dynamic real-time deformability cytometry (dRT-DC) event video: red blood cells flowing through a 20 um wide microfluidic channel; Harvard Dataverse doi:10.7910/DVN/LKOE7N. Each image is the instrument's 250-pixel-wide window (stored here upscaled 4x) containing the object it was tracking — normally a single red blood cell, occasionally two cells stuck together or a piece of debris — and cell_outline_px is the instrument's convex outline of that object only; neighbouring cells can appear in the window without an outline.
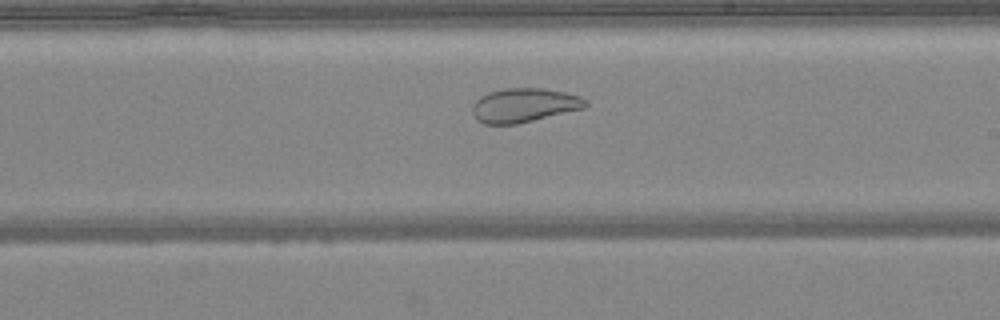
{"species": "common noctule bat (a hibernating species)", "species_latin": "Nyctalus noctula", "temperature_condition": "warm", "stored_images_in_passage": 42, "camera_frame_rate_fps": 3000, "um_per_image_px": 0.085, "animal": {"sex": "female", "body_mass_g": 24.6, "forearm_length_mm": 56.2}, "frame": {"image": 1, "passage_image": 22, "time_ms": 7.0, "image_size_px": [1000, 320], "cell_outline_px": [[588, 104], [584, 108], [516, 124], [484, 124], [476, 120], [472, 112], [472, 108], [476, 100], [480, 96], [488, 92], [508, 88], [544, 88], [564, 92], [580, 96], [588, 100]], "centroid_in_image_um": [44.54, 8.94], "position_along_channel_um": 244.5, "area_um2": 22.43}}
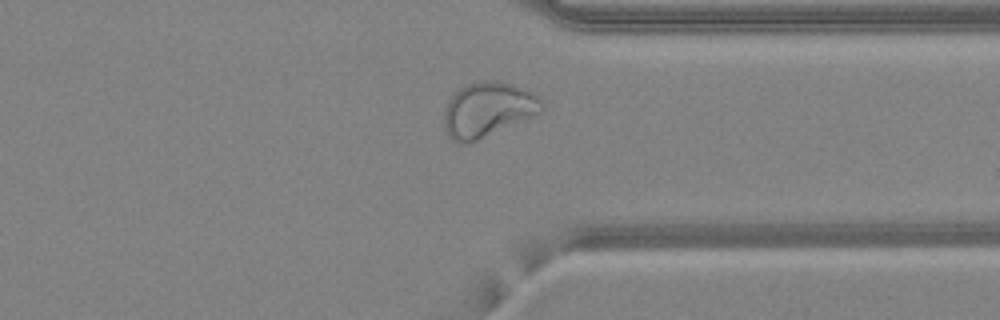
{"frame": {"image": 2, "passage_image": 31, "time_ms": 10.0, "image_size_px": [1000, 320], "cell_outline_px": [[544, 108], [540, 112], [476, 140], [460, 144], [452, 140], [448, 136], [444, 128], [444, 108], [448, 100], [464, 84], [476, 80], [488, 80], [512, 84], [524, 88], [532, 92], [544, 104]], "centroid_in_image_um": [41.41, 9.29], "position_along_channel_um": 370.0, "area_um2": 30.81}}
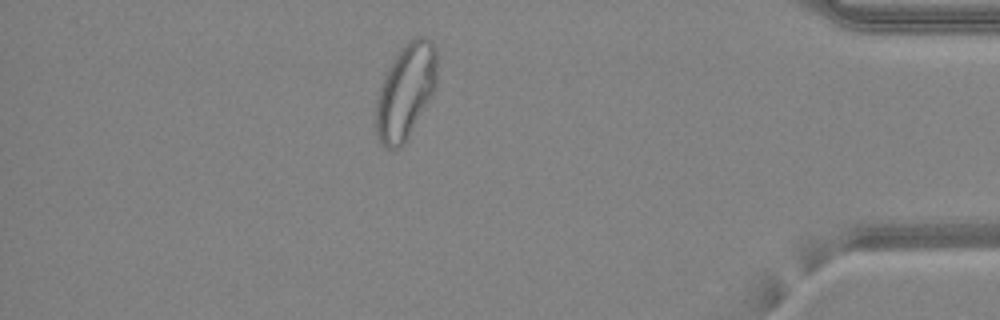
{"frame": {"image": 3, "passage_image": 36, "time_ms": 11.667, "image_size_px": [1000, 320], "cell_outline_px": [[436, 88], [408, 140], [400, 148], [384, 148], [380, 144], [376, 136], [372, 116], [376, 96], [380, 84], [392, 60], [400, 48], [408, 40], [416, 36], [428, 36], [432, 40], [436, 48]], "centroid_in_image_um": [34.43, 7.81], "position_along_channel_um": 400.8, "area_um2": 35.14}}